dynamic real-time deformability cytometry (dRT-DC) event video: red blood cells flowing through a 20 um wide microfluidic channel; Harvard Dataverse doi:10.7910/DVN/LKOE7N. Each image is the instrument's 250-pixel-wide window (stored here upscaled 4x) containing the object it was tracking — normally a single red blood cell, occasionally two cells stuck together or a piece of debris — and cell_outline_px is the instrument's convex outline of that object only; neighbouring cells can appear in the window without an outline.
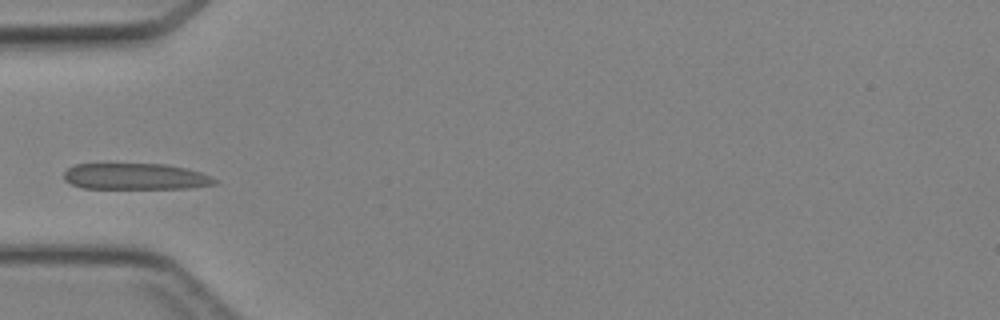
{"species": "Egyptian fruit bat (a non-hibernating species)", "species_latin": "Rousettus aegyptiacus", "temperature_condition": "cold", "stored_images_in_passage": 32, "camera_frame_rate_fps": 3000, "um_per_image_px": 0.085, "animal": {"sex": "female"}, "frame": {"image": 1, "passage_image": 1, "time_ms": 0.0, "image_size_px": [1000, 320], "cell_outline_px": [[220, 180], [216, 184], [188, 188], [84, 188], [72, 184], [64, 180], [64, 172], [68, 168], [76, 164], [164, 164], [188, 168], [200, 172]], "centroid_in_image_um": [11.55, 15.0], "position_along_channel_um": 73.4, "area_um2": 23.06}}
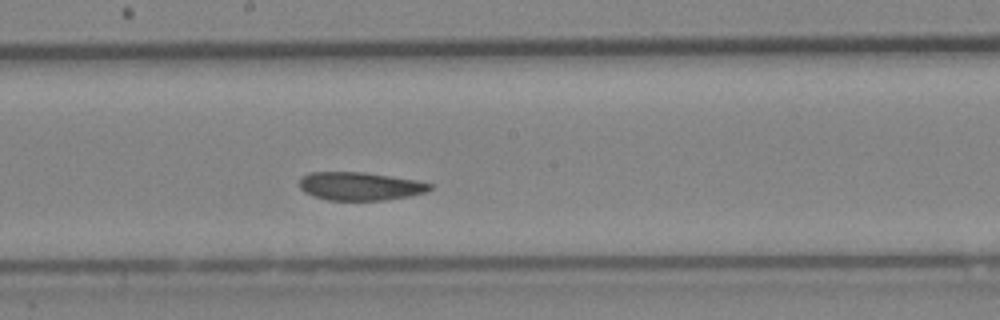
{"frame": {"image": 2, "passage_image": 11, "time_ms": 3.333, "image_size_px": [1000, 320], "cell_outline_px": [[432, 188], [424, 192], [408, 196], [384, 200], [328, 200], [312, 196], [304, 192], [300, 188], [300, 176], [308, 172], [364, 172], [416, 180], [432, 184]], "centroid_in_image_um": [30.55, 15.82], "position_along_channel_um": 217.7, "area_um2": 21.44}}
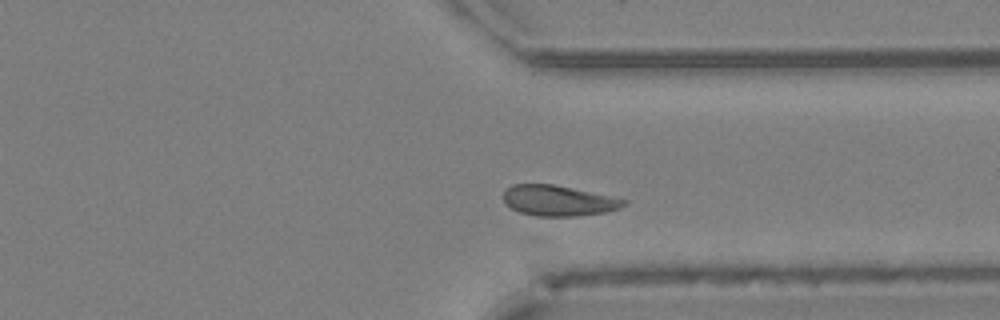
{"frame": {"image": 3, "passage_image": 21, "time_ms": 6.667, "image_size_px": [1000, 320], "cell_outline_px": [[628, 200], [620, 208], [604, 212], [576, 216], [536, 216], [520, 212], [512, 208], [504, 200], [504, 192], [512, 184], [552, 184], [612, 196]], "centroid_in_image_um": [47.47, 17.05], "position_along_channel_um": 363.9, "area_um2": 21.15}}